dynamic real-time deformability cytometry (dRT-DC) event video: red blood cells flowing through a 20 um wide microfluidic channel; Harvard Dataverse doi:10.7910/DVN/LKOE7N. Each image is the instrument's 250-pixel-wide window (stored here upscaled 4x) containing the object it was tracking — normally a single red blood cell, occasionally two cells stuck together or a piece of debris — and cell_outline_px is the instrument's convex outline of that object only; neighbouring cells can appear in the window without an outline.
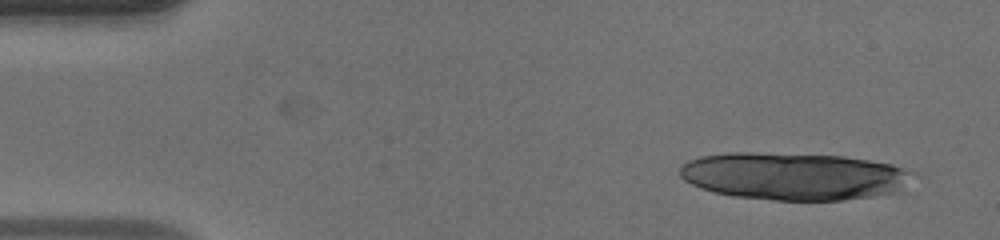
{"species": "human", "species_latin": "Homo sapiens", "temperature_condition": "warm", "stored_images_in_passage": 12, "camera_frame_rate_fps": 3000, "um_per_image_px": 0.085, "donor": {"sex": "male"}, "frame": {"image": 1, "passage_image": 1, "time_ms": 0.0, "image_size_px": [1000, 240], "cell_outline_px": [[912, 172], [900, 192], [844, 200], [776, 200], [732, 196], [700, 188], [684, 180], [680, 176], [680, 164], [688, 160], [700, 156], [728, 152], [752, 152], [844, 156], [892, 164]], "centroid_in_image_um": [67.41, 14.97], "position_along_channel_um": 17.6, "area_um2": 64.39}}
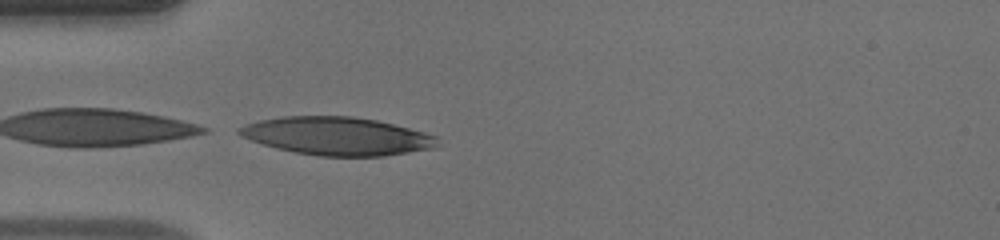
{"frame": {"image": 2, "passage_image": 12, "time_ms": 3.667, "image_size_px": [1000, 240], "cell_outline_px": [[440, 144], [436, 148], [384, 156], [320, 156], [296, 152], [276, 148], [240, 136], [236, 132], [236, 128], [260, 120], [280, 116], [352, 116], [376, 120], [424, 132], [436, 136]], "centroid_in_image_um": [28.66, 11.57], "position_along_channel_um": 56.3, "area_um2": 43.93}}